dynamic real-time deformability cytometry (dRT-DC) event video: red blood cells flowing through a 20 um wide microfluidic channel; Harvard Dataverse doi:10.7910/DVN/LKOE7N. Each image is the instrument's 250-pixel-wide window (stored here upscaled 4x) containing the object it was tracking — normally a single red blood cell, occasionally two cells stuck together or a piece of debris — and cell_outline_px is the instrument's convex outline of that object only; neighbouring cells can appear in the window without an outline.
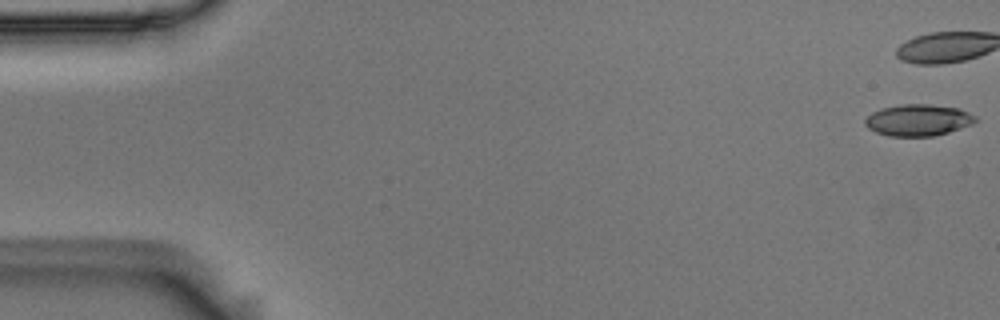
{"species": "Egyptian fruit bat (a non-hibernating species)", "species_latin": "Rousettus aegyptiacus", "temperature_condition": "room temperature", "stored_images_in_passage": 44, "camera_frame_rate_fps": 3000, "um_per_image_px": 0.085, "animal": {"sex": "male"}, "frame": {"image": 1, "passage_image": 1, "time_ms": 0.0, "image_size_px": [1000, 320], "cell_outline_px": [[976, 120], [972, 124], [948, 132], [932, 136], [888, 136], [876, 132], [868, 128], [864, 124], [864, 120], [872, 112], [880, 108], [900, 104], [928, 104], [960, 108], [976, 116]], "centroid_in_image_um": [78.02, 10.2], "position_along_channel_um": 7.0, "area_um2": 20.35}, "authors_computed_cell_mechanics": {"area_um2": 21.2993, "velocity_mm_per_s": 3.644, "shape_relaxation_time_tau1_ms": 6.4394, "shape_relaxation_time_tau2_ms": 2.7812, "deformation_change_tau1": 0.1763, "deformation_change_tau2": 0.0877}}